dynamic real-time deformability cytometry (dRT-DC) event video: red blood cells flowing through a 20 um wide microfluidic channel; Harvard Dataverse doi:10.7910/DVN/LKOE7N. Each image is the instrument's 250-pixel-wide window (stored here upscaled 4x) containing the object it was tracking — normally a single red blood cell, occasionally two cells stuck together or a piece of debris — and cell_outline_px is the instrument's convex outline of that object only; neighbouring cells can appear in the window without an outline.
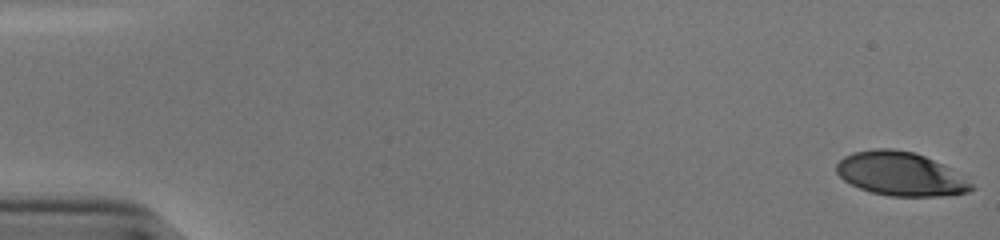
{"species": "human", "species_latin": "Homo sapiens", "temperature_condition": "cold", "stored_images_in_passage": 54, "camera_frame_rate_fps": 3000, "um_per_image_px": 0.085, "donor": {"sex": "male"}, "frame": {"image": 1, "passage_image": 1, "time_ms": 0.0, "image_size_px": [1000, 240], "cell_outline_px": [[976, 188], [968, 192], [936, 196], [888, 196], [872, 192], [860, 188], [844, 180], [836, 172], [836, 164], [844, 156], [852, 152], [876, 148], [892, 148], [916, 152], [940, 164], [972, 184]], "centroid_in_image_um": [76.47, 14.77], "position_along_channel_um": 8.5, "area_um2": 33.87}}
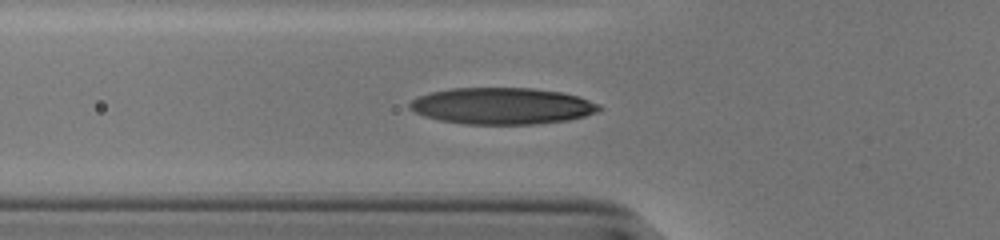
{"frame": {"image": 2, "passage_image": 20, "time_ms": 6.333, "image_size_px": [1000, 240], "cell_outline_px": [[604, 108], [596, 112], [584, 116], [568, 120], [536, 124], [464, 124], [440, 120], [424, 116], [408, 108], [408, 104], [412, 100], [420, 96], [432, 92], [452, 88], [532, 88], [560, 92], [580, 96], [600, 104]], "centroid_in_image_um": [42.71, 9.01], "position_along_channel_um": 83.1, "area_um2": 40.4}}
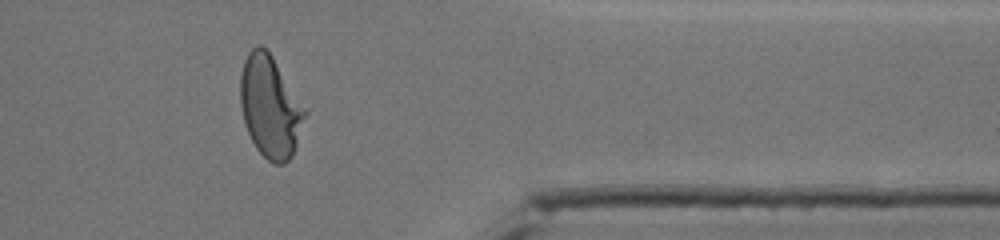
{"frame": {"image": 3, "passage_image": 45, "time_ms": 14.667, "image_size_px": [1000, 240], "cell_outline_px": [[308, 112], [292, 156], [284, 164], [272, 164], [256, 148], [244, 124], [240, 104], [240, 76], [244, 60], [248, 52], [256, 44], [260, 44], [272, 56]], "centroid_in_image_um": [22.95, 9.08], "position_along_channel_um": 388.4, "area_um2": 38.26}, "authors_computed_cell_mechanics": {"area_um2": 38.2058, "velocity_mm_per_s": 3.835, "shape_relaxation_time_tau1_ms": 7.7766, "shape_relaxation_time_tau2_ms": 0.7729, "deformation_change_tau1": 0.3079, "deformation_change_tau2": 0.0673}}